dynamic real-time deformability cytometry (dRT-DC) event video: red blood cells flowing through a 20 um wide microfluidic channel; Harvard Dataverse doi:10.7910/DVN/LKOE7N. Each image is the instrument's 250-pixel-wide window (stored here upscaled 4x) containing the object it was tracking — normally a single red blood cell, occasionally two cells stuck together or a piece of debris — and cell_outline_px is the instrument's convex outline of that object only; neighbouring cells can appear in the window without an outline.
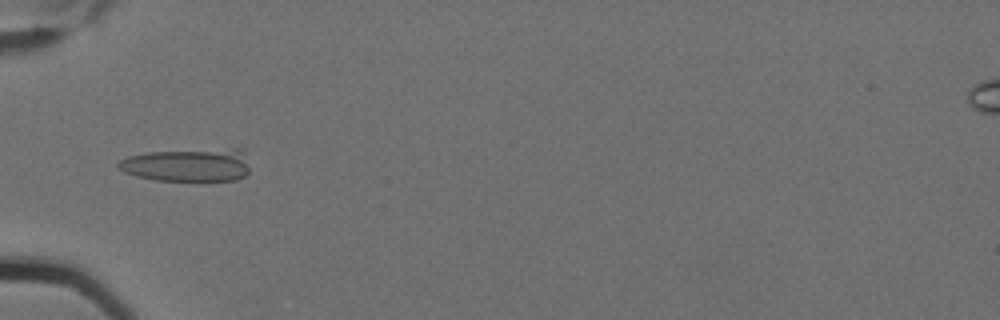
{"species": "Egyptian fruit bat (a non-hibernating species)", "species_latin": "Rousettus aegyptiacus", "temperature_condition": "cold", "stored_images_in_passage": 9, "camera_frame_rate_fps": 3000, "um_per_image_px": 0.085, "animal": {"sex": "female"}, "frame": {"image": 1, "passage_image": 8, "time_ms": 2.333, "image_size_px": [1000, 320], "cell_outline_px": [[248, 172], [244, 176], [236, 180], [156, 180], [136, 176], [124, 172], [116, 168], [116, 164], [120, 160], [128, 156], [148, 152], [232, 148], [244, 148], [248, 168]], "centroid_in_image_um": [15.95, 14.01], "position_along_channel_um": 69.0, "area_um2": 25.49}}